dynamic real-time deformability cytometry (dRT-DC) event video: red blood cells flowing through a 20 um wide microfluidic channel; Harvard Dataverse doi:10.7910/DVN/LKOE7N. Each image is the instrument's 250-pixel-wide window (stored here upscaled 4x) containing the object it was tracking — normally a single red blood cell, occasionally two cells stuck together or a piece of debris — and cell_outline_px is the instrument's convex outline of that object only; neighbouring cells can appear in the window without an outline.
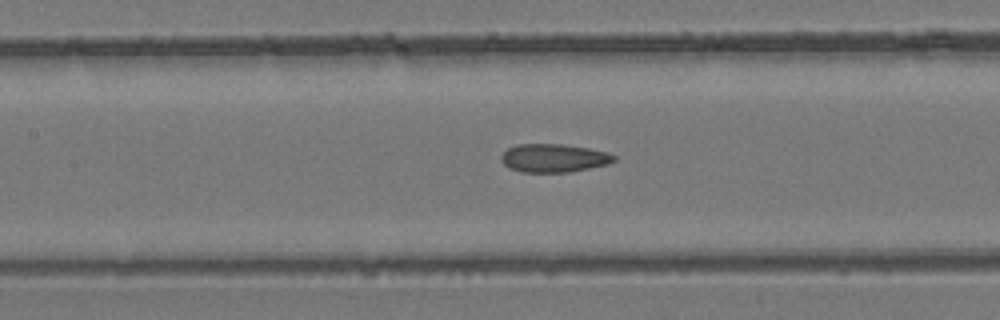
{"species": "common noctule bat (a hibernating species)", "species_latin": "Nyctalus noctula", "temperature_condition": "room temperature", "stored_images_in_passage": 7, "camera_frame_rate_fps": 3000, "um_per_image_px": 0.085, "animal": {"sex": "female", "body_mass_g": 24.6, "forearm_length_mm": 56.2}, "frame": {"image": 1, "passage_image": 7, "time_ms": 2.0, "image_size_px": [1000, 320], "cell_outline_px": [[616, 160], [608, 164], [572, 172], [520, 172], [508, 168], [500, 160], [500, 156], [508, 148], [516, 144], [564, 144], [588, 148], [608, 152], [616, 156]], "centroid_in_image_um": [47.06, 13.44], "position_along_channel_um": 160.3, "area_um2": 18.84}}